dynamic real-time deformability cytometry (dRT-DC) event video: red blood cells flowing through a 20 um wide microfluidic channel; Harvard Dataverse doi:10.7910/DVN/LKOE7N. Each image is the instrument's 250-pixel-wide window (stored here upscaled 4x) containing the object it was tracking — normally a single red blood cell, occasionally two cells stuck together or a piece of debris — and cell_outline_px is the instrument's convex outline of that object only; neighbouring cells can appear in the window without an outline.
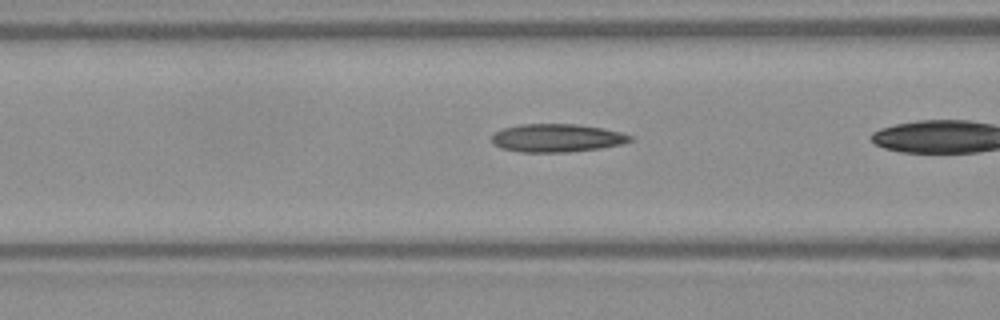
{"species": "Egyptian fruit bat (a non-hibernating species)", "species_latin": "Rousettus aegyptiacus", "temperature_condition": "warm", "stored_images_in_passage": 24, "camera_frame_rate_fps": 3000, "um_per_image_px": 0.085, "frame": {"image": 1, "passage_image": 17, "time_ms": 5.333, "image_size_px": [1000, 320], "cell_outline_px": [[632, 140], [620, 144], [600, 148], [568, 152], [520, 152], [500, 148], [492, 144], [492, 136], [496, 132], [504, 128], [520, 124], [576, 124], [604, 128], [620, 132], [632, 136]], "centroid_in_image_um": [47.31, 11.73], "position_along_channel_um": 119.3, "area_um2": 22.66}}
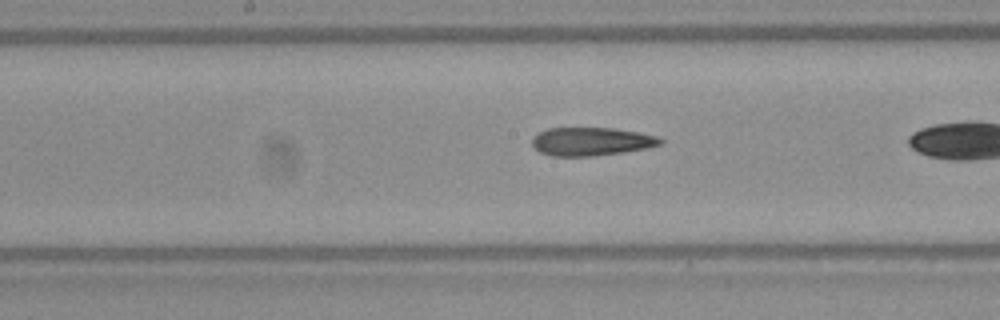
{"frame": {"image": 2, "passage_image": 23, "time_ms": 7.333, "image_size_px": [1000, 320], "cell_outline_px": [[664, 144], [648, 148], [624, 152], [592, 156], [552, 156], [540, 152], [532, 144], [532, 136], [548, 128], [616, 128], [640, 132], [656, 136], [664, 140]], "centroid_in_image_um": [50.3, 12.02], "position_along_channel_um": 197.9, "area_um2": 21.33}}